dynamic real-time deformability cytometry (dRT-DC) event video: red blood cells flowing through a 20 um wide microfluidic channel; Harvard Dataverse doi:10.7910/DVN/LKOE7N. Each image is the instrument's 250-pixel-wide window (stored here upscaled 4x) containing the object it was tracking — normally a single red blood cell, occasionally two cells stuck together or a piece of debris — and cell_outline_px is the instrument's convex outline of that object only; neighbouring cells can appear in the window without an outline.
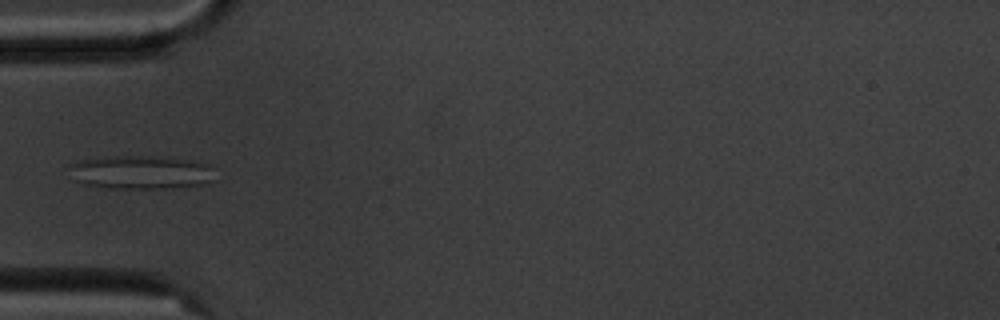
{"species": "common noctule bat (a hibernating species)", "species_latin": "Nyctalus noctula", "temperature_condition": "cold", "stored_images_in_passage": 4, "camera_frame_rate_fps": 3000, "um_per_image_px": 0.085, "animal": {"sex": "male", "body_mass_g": 20.1, "forearm_length_mm": 53.5}, "frame": {"image": 1, "passage_image": 4, "time_ms": 4.0, "image_size_px": [1000, 320], "cell_outline_px": [[216, 168], [212, 180], [204, 184], [160, 188], [108, 188], [84, 184], [76, 180], [68, 164], [76, 160], [112, 156], [148, 156], [192, 160], [212, 164]], "centroid_in_image_um": [12.01, 14.63], "position_along_channel_um": 73.0, "area_um2": 28.55}}